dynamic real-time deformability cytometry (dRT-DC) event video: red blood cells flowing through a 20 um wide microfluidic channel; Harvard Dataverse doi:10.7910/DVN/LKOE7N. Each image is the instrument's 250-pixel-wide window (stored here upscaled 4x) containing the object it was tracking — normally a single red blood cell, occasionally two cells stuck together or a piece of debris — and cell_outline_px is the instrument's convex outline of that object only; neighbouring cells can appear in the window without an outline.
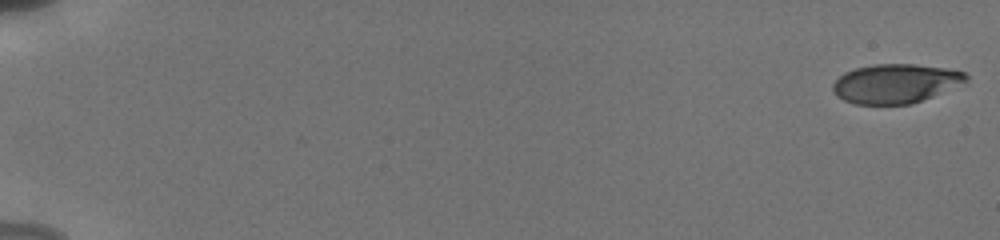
{"species": "human", "species_latin": "Homo sapiens", "temperature_condition": "cold", "stored_images_in_passage": 17, "camera_frame_rate_fps": 3000, "um_per_image_px": 0.085, "donor": {"sex": "male"}, "frame": {"image": 1, "passage_image": 1, "time_ms": 0.0, "image_size_px": [1000, 240], "cell_outline_px": [[968, 80], [932, 96], [912, 104], [856, 104], [844, 100], [836, 96], [832, 88], [832, 84], [844, 72], [856, 68], [876, 64], [912, 64], [944, 68], [964, 72], [968, 76]], "centroid_in_image_um": [76.07, 7.1], "position_along_channel_um": 8.9, "area_um2": 30.06}}